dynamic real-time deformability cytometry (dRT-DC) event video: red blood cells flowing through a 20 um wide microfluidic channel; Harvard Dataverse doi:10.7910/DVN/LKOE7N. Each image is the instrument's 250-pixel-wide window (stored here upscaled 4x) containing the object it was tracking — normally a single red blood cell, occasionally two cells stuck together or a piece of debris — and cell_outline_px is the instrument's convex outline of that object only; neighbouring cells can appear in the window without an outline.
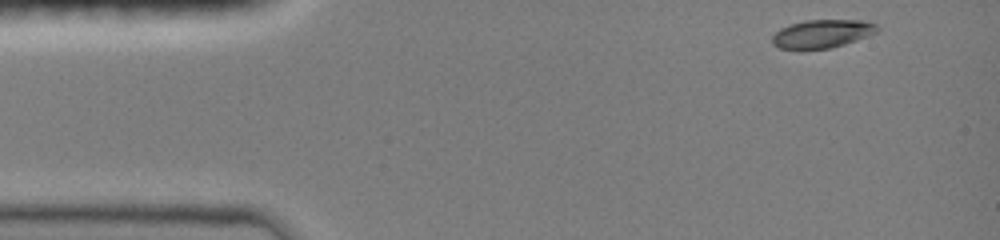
{"species": "common noctule bat (a hibernating species)", "species_latin": "Nyctalus noctula", "temperature_condition": "room temperature", "stored_images_in_passage": 8, "camera_frame_rate_fps": 3000, "um_per_image_px": 0.085, "animal": {"sex": "female", "body_mass_g": 19.0, "forearm_length_mm": 51.5}, "frame": {"image": 1, "passage_image": 1, "time_ms": 0.0, "image_size_px": [1000, 240], "cell_outline_px": [[880, 28], [876, 32], [868, 36], [832, 48], [800, 52], [780, 48], [772, 44], [772, 36], [780, 28], [804, 20], [864, 20], [876, 24]], "centroid_in_image_um": [69.84, 2.91], "position_along_channel_um": 15.2, "area_um2": 17.86}}